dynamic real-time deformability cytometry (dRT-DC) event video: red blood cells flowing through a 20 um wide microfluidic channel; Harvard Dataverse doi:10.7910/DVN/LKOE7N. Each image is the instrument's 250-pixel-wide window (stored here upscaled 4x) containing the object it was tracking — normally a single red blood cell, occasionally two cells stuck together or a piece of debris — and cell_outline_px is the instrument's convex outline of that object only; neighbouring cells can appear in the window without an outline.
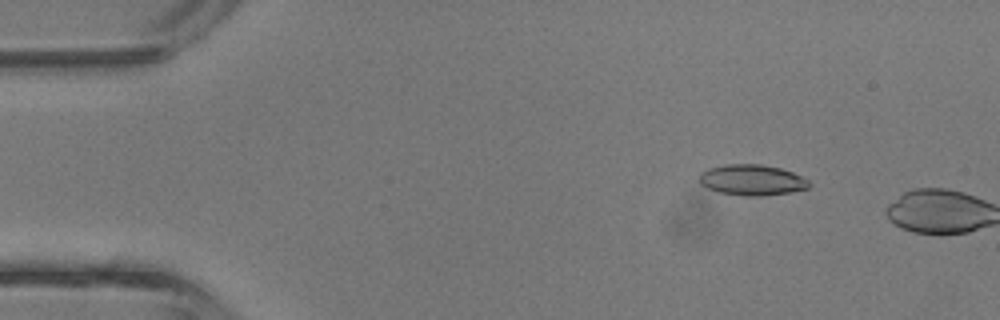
{"species": "common noctule bat (a hibernating species)", "species_latin": "Nyctalus noctula", "temperature_condition": "room temperature", "stored_images_in_passage": 7, "camera_frame_rate_fps": 3000, "um_per_image_px": 0.085, "animal": {"sex": "male", "body_mass_g": 13.3}, "frame": {"image": 1, "passage_image": 6, "time_ms": 1.667, "image_size_px": [1000, 320], "cell_outline_px": [[812, 184], [808, 188], [788, 192], [760, 196], [744, 196], [720, 192], [708, 188], [700, 184], [700, 172], [708, 168], [724, 164], [760, 164], [780, 168], [792, 172], [808, 180]], "centroid_in_image_um": [63.9, 15.29], "position_along_channel_um": 21.1, "area_um2": 19.59}}